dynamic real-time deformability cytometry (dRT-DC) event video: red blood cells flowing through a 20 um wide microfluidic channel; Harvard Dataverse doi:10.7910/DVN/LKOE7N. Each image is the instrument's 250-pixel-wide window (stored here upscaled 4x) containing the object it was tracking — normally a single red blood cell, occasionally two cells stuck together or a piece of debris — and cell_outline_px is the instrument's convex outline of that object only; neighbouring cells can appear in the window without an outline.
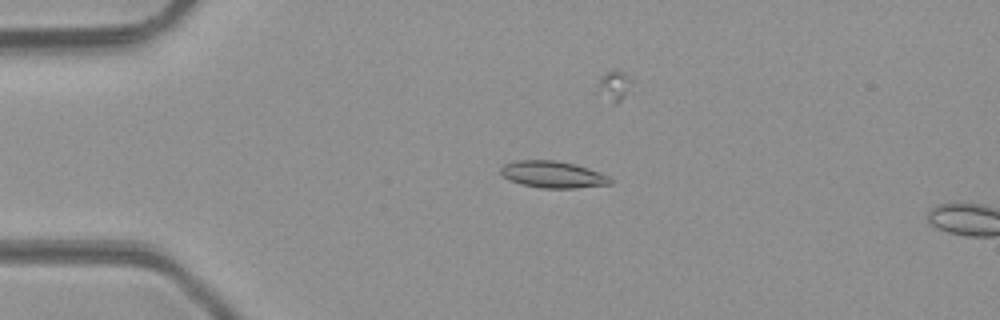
{"species": "common noctule bat (a hibernating species)", "species_latin": "Nyctalus noctula", "temperature_condition": "room temperature", "stored_images_in_passage": 3, "camera_frame_rate_fps": 3000, "um_per_image_px": 0.085, "animal": {"sex": "male", "body_mass_g": 23.1, "forearm_length_mm": 52.7}, "frame": {"image": 1, "passage_image": 1, "time_ms": 0.0, "image_size_px": [1000, 320], "cell_outline_px": [[612, 184], [576, 188], [540, 188], [520, 184], [508, 180], [500, 172], [500, 168], [504, 164], [516, 160], [556, 160], [576, 164], [588, 168], [608, 176], [612, 180]], "centroid_in_image_um": [46.97, 14.83], "position_along_channel_um": 38.0, "area_um2": 17.22}}